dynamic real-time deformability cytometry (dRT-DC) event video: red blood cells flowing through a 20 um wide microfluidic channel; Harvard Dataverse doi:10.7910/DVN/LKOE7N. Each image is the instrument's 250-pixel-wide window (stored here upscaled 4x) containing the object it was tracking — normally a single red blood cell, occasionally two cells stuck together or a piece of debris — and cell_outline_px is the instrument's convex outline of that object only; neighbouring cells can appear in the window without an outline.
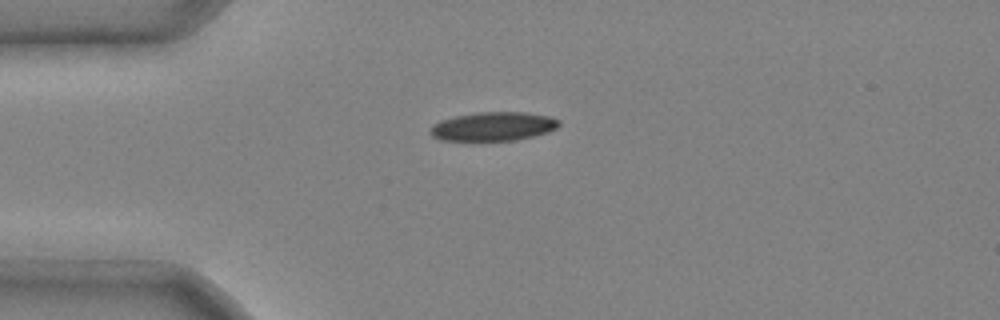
{"species": "common noctule bat (a hibernating species)", "species_latin": "Nyctalus noctula", "temperature_condition": "cold", "stored_images_in_passage": 1, "camera_frame_rate_fps": 3000, "um_per_image_px": 0.085, "animal": {"sex": "male", "body_mass_g": 20.4}, "frame": {"image": 1, "passage_image": 1, "time_ms": 0.0, "image_size_px": [1000, 320], "cell_outline_px": [[560, 124], [556, 128], [548, 132], [516, 140], [440, 140], [432, 136], [428, 132], [432, 124], [440, 120], [456, 116], [476, 112], [528, 112], [548, 116], [560, 120]], "centroid_in_image_um": [41.9, 10.74], "position_along_channel_um": 43.1, "area_um2": 21.68}}